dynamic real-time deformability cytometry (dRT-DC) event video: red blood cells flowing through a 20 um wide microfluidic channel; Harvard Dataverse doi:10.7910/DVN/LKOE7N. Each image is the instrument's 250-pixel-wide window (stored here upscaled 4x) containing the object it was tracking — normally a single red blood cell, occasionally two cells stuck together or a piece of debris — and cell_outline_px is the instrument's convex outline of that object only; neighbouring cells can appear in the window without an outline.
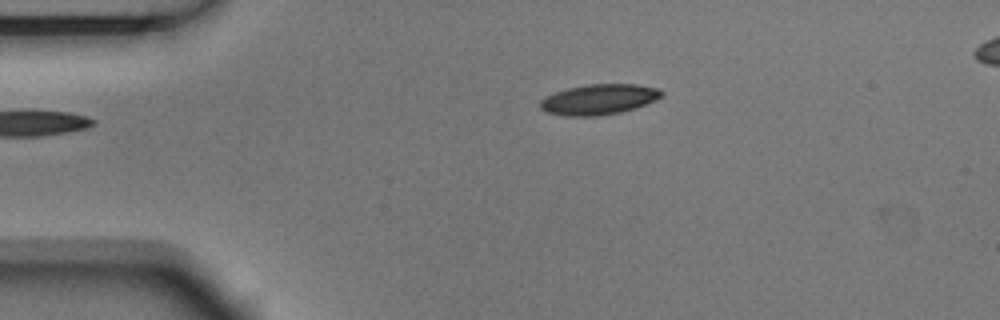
{"species": "Egyptian fruit bat (a non-hibernating species)", "species_latin": "Rousettus aegyptiacus", "temperature_condition": "room temperature", "stored_images_in_passage": 3, "camera_frame_rate_fps": 3000, "um_per_image_px": 0.085, "animal": {"sex": "male"}, "frame": {"image": 1, "passage_image": 3, "time_ms": 0.667, "image_size_px": [1000, 320], "cell_outline_px": [[664, 92], [656, 100], [620, 112], [596, 116], [568, 116], [548, 112], [540, 108], [540, 100], [556, 92], [568, 88], [588, 84], [636, 84], [660, 88]], "centroid_in_image_um": [50.92, 8.44], "position_along_channel_um": 34.1, "area_um2": 21.21}}